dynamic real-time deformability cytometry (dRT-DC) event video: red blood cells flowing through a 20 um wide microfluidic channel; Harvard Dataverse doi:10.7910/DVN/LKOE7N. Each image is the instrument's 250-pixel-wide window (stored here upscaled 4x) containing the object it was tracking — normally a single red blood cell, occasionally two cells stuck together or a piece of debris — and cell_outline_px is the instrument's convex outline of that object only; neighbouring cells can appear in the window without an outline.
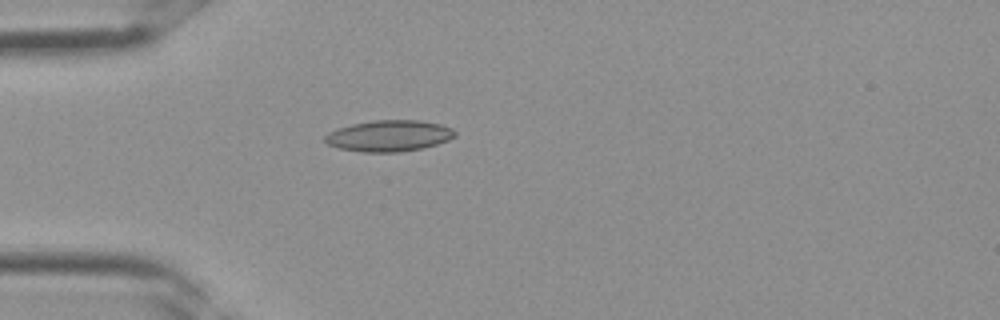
{"species": "Egyptian fruit bat (a non-hibernating species)", "species_latin": "Rousettus aegyptiacus", "temperature_condition": "room temperature", "stored_images_in_passage": 3, "camera_frame_rate_fps": 3000, "um_per_image_px": 0.085, "frame": {"image": 1, "passage_image": 3, "time_ms": 0.667, "image_size_px": [1000, 320], "cell_outline_px": [[456, 136], [448, 140], [424, 148], [400, 152], [360, 152], [340, 148], [328, 144], [324, 140], [324, 136], [328, 132], [336, 128], [352, 124], [372, 120], [420, 120], [440, 124], [452, 128], [456, 132]], "centroid_in_image_um": [33.06, 11.54], "position_along_channel_um": 51.9, "area_um2": 23.81}}